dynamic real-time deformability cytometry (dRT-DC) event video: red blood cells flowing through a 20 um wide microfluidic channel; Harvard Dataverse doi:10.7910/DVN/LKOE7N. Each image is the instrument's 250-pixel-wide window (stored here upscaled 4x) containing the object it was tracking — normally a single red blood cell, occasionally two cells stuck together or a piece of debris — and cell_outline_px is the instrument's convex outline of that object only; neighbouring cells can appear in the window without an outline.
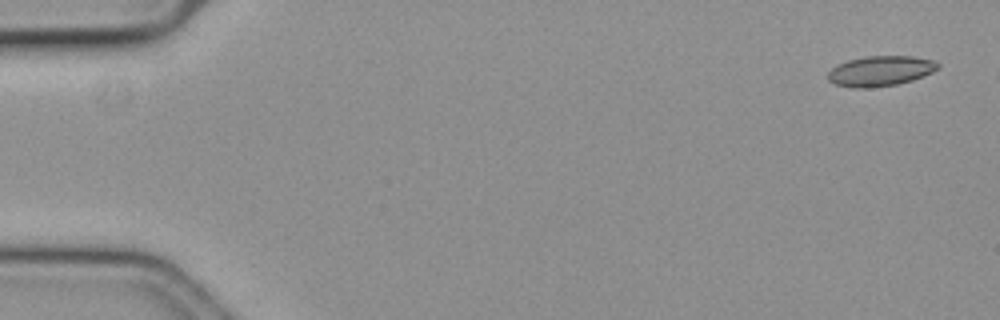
{"species": "common noctule bat (a hibernating species)", "species_latin": "Nyctalus noctula", "temperature_condition": "cold", "stored_images_in_passage": 17, "camera_frame_rate_fps": 3000, "um_per_image_px": 0.085, "animal": {"sex": "female", "body_mass_g": 19.3, "forearm_length_mm": 54.1}, "frame": {"image": 1, "passage_image": 3, "time_ms": 0.667, "image_size_px": [1000, 320], "cell_outline_px": [[940, 68], [932, 72], [912, 80], [896, 84], [864, 88], [852, 88], [832, 84], [828, 80], [828, 72], [836, 64], [848, 60], [868, 56], [912, 56], [932, 60], [940, 64]], "centroid_in_image_um": [74.8, 6.03], "position_along_channel_um": 10.2, "area_um2": 19.36}}